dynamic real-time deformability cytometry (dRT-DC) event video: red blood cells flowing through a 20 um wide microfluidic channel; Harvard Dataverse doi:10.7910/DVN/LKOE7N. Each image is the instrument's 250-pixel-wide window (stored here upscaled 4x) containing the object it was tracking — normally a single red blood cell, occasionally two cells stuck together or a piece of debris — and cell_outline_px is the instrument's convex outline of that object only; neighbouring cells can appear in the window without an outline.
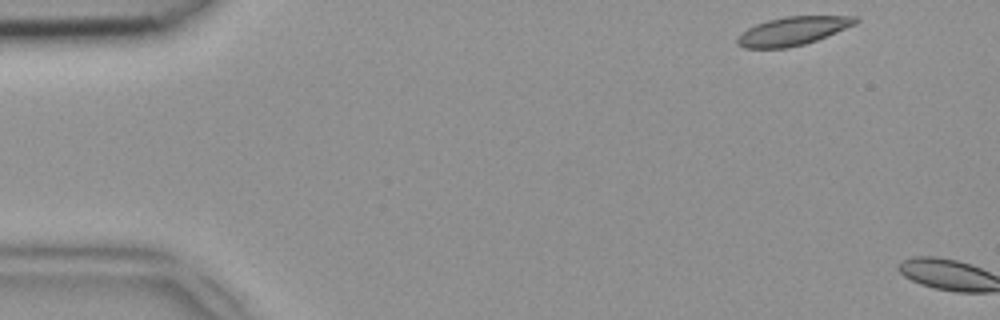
{"species": "common noctule bat (a hibernating species)", "species_latin": "Nyctalus noctula", "temperature_condition": "room temperature", "stored_images_in_passage": 3, "camera_frame_rate_fps": 3000, "um_per_image_px": 0.085, "animal": {"sex": "female", "body_mass_g": 18.4}, "frame": {"image": 1, "passage_image": 1, "time_ms": 0.0, "image_size_px": [1000, 320], "cell_outline_px": [[860, 20], [856, 24], [816, 40], [804, 44], [788, 48], [744, 48], [736, 44], [736, 40], [748, 28], [756, 24], [768, 20], [784, 16], [860, 16]], "centroid_in_image_um": [67.41, 2.63], "position_along_channel_um": 17.6, "area_um2": 19.54}}